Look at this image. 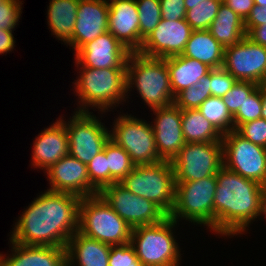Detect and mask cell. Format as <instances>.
Listing matches in <instances>:
<instances>
[{
	"mask_svg": "<svg viewBox=\"0 0 266 266\" xmlns=\"http://www.w3.org/2000/svg\"><path fill=\"white\" fill-rule=\"evenodd\" d=\"M31 168L46 172L53 164L69 154L65 124L57 117L55 122L38 133L32 143Z\"/></svg>",
	"mask_w": 266,
	"mask_h": 266,
	"instance_id": "20",
	"label": "cell"
},
{
	"mask_svg": "<svg viewBox=\"0 0 266 266\" xmlns=\"http://www.w3.org/2000/svg\"><path fill=\"white\" fill-rule=\"evenodd\" d=\"M111 245L100 242L78 230L66 246L68 266H109Z\"/></svg>",
	"mask_w": 266,
	"mask_h": 266,
	"instance_id": "23",
	"label": "cell"
},
{
	"mask_svg": "<svg viewBox=\"0 0 266 266\" xmlns=\"http://www.w3.org/2000/svg\"><path fill=\"white\" fill-rule=\"evenodd\" d=\"M118 112V113H117ZM109 128L110 140L122 147L135 165L161 161L156 149L153 127L149 119L138 118L132 113L117 111Z\"/></svg>",
	"mask_w": 266,
	"mask_h": 266,
	"instance_id": "9",
	"label": "cell"
},
{
	"mask_svg": "<svg viewBox=\"0 0 266 266\" xmlns=\"http://www.w3.org/2000/svg\"><path fill=\"white\" fill-rule=\"evenodd\" d=\"M99 194L131 228L156 224L168 216L154 202L135 195L120 183L104 187Z\"/></svg>",
	"mask_w": 266,
	"mask_h": 266,
	"instance_id": "13",
	"label": "cell"
},
{
	"mask_svg": "<svg viewBox=\"0 0 266 266\" xmlns=\"http://www.w3.org/2000/svg\"><path fill=\"white\" fill-rule=\"evenodd\" d=\"M14 31H6L4 29H0V55H7V53H11L14 51L13 49L16 47V38Z\"/></svg>",
	"mask_w": 266,
	"mask_h": 266,
	"instance_id": "44",
	"label": "cell"
},
{
	"mask_svg": "<svg viewBox=\"0 0 266 266\" xmlns=\"http://www.w3.org/2000/svg\"><path fill=\"white\" fill-rule=\"evenodd\" d=\"M126 81L128 104L134 90L148 109L166 107L175 101L165 58L130 53L126 63Z\"/></svg>",
	"mask_w": 266,
	"mask_h": 266,
	"instance_id": "4",
	"label": "cell"
},
{
	"mask_svg": "<svg viewBox=\"0 0 266 266\" xmlns=\"http://www.w3.org/2000/svg\"><path fill=\"white\" fill-rule=\"evenodd\" d=\"M261 118L266 119V97L265 96H263V98H262Z\"/></svg>",
	"mask_w": 266,
	"mask_h": 266,
	"instance_id": "49",
	"label": "cell"
},
{
	"mask_svg": "<svg viewBox=\"0 0 266 266\" xmlns=\"http://www.w3.org/2000/svg\"><path fill=\"white\" fill-rule=\"evenodd\" d=\"M165 62L169 70L174 97L184 89L193 86L212 70L205 63L188 58L182 54L165 58Z\"/></svg>",
	"mask_w": 266,
	"mask_h": 266,
	"instance_id": "24",
	"label": "cell"
},
{
	"mask_svg": "<svg viewBox=\"0 0 266 266\" xmlns=\"http://www.w3.org/2000/svg\"><path fill=\"white\" fill-rule=\"evenodd\" d=\"M265 219L266 221V189L263 193L262 200H261V214L259 220Z\"/></svg>",
	"mask_w": 266,
	"mask_h": 266,
	"instance_id": "46",
	"label": "cell"
},
{
	"mask_svg": "<svg viewBox=\"0 0 266 266\" xmlns=\"http://www.w3.org/2000/svg\"><path fill=\"white\" fill-rule=\"evenodd\" d=\"M171 164L175 182L196 181L216 175L223 166L222 141L186 142Z\"/></svg>",
	"mask_w": 266,
	"mask_h": 266,
	"instance_id": "12",
	"label": "cell"
},
{
	"mask_svg": "<svg viewBox=\"0 0 266 266\" xmlns=\"http://www.w3.org/2000/svg\"><path fill=\"white\" fill-rule=\"evenodd\" d=\"M198 110L222 135L234 130L233 116L222 98L210 96Z\"/></svg>",
	"mask_w": 266,
	"mask_h": 266,
	"instance_id": "30",
	"label": "cell"
},
{
	"mask_svg": "<svg viewBox=\"0 0 266 266\" xmlns=\"http://www.w3.org/2000/svg\"><path fill=\"white\" fill-rule=\"evenodd\" d=\"M182 55L212 69L222 68L224 63V48L208 30L192 31Z\"/></svg>",
	"mask_w": 266,
	"mask_h": 266,
	"instance_id": "26",
	"label": "cell"
},
{
	"mask_svg": "<svg viewBox=\"0 0 266 266\" xmlns=\"http://www.w3.org/2000/svg\"><path fill=\"white\" fill-rule=\"evenodd\" d=\"M208 31L223 48L239 43L247 35L242 18L223 2Z\"/></svg>",
	"mask_w": 266,
	"mask_h": 266,
	"instance_id": "27",
	"label": "cell"
},
{
	"mask_svg": "<svg viewBox=\"0 0 266 266\" xmlns=\"http://www.w3.org/2000/svg\"><path fill=\"white\" fill-rule=\"evenodd\" d=\"M90 183L100 192L109 186V169L106 158V144L102 152L97 154L87 165Z\"/></svg>",
	"mask_w": 266,
	"mask_h": 266,
	"instance_id": "35",
	"label": "cell"
},
{
	"mask_svg": "<svg viewBox=\"0 0 266 266\" xmlns=\"http://www.w3.org/2000/svg\"><path fill=\"white\" fill-rule=\"evenodd\" d=\"M179 224L167 216L159 223L132 228L130 244L142 266L182 265L183 248L175 235Z\"/></svg>",
	"mask_w": 266,
	"mask_h": 266,
	"instance_id": "5",
	"label": "cell"
},
{
	"mask_svg": "<svg viewBox=\"0 0 266 266\" xmlns=\"http://www.w3.org/2000/svg\"><path fill=\"white\" fill-rule=\"evenodd\" d=\"M46 179L51 191L70 193L85 198L99 194L90 183L86 164L70 154L53 164L46 172Z\"/></svg>",
	"mask_w": 266,
	"mask_h": 266,
	"instance_id": "17",
	"label": "cell"
},
{
	"mask_svg": "<svg viewBox=\"0 0 266 266\" xmlns=\"http://www.w3.org/2000/svg\"><path fill=\"white\" fill-rule=\"evenodd\" d=\"M236 131L253 144L266 148V119L260 118L246 122Z\"/></svg>",
	"mask_w": 266,
	"mask_h": 266,
	"instance_id": "40",
	"label": "cell"
},
{
	"mask_svg": "<svg viewBox=\"0 0 266 266\" xmlns=\"http://www.w3.org/2000/svg\"><path fill=\"white\" fill-rule=\"evenodd\" d=\"M10 243V244H9ZM9 252H0V266H66V248L28 246L8 240Z\"/></svg>",
	"mask_w": 266,
	"mask_h": 266,
	"instance_id": "22",
	"label": "cell"
},
{
	"mask_svg": "<svg viewBox=\"0 0 266 266\" xmlns=\"http://www.w3.org/2000/svg\"><path fill=\"white\" fill-rule=\"evenodd\" d=\"M182 131L185 142L203 143L222 141V134L198 109H182Z\"/></svg>",
	"mask_w": 266,
	"mask_h": 266,
	"instance_id": "28",
	"label": "cell"
},
{
	"mask_svg": "<svg viewBox=\"0 0 266 266\" xmlns=\"http://www.w3.org/2000/svg\"><path fill=\"white\" fill-rule=\"evenodd\" d=\"M78 231L109 245L130 242L132 228L100 194L81 198Z\"/></svg>",
	"mask_w": 266,
	"mask_h": 266,
	"instance_id": "7",
	"label": "cell"
},
{
	"mask_svg": "<svg viewBox=\"0 0 266 266\" xmlns=\"http://www.w3.org/2000/svg\"><path fill=\"white\" fill-rule=\"evenodd\" d=\"M156 149L162 160L170 161L186 143L182 131L181 109L175 104L150 110Z\"/></svg>",
	"mask_w": 266,
	"mask_h": 266,
	"instance_id": "18",
	"label": "cell"
},
{
	"mask_svg": "<svg viewBox=\"0 0 266 266\" xmlns=\"http://www.w3.org/2000/svg\"><path fill=\"white\" fill-rule=\"evenodd\" d=\"M74 67L78 70V76L72 82L74 86L71 85L73 94L77 97L74 111L108 114L117 111L120 105V111L123 110L127 101L126 68Z\"/></svg>",
	"mask_w": 266,
	"mask_h": 266,
	"instance_id": "3",
	"label": "cell"
},
{
	"mask_svg": "<svg viewBox=\"0 0 266 266\" xmlns=\"http://www.w3.org/2000/svg\"><path fill=\"white\" fill-rule=\"evenodd\" d=\"M223 68L237 81L259 84L266 76V47L245 36L239 43L224 48Z\"/></svg>",
	"mask_w": 266,
	"mask_h": 266,
	"instance_id": "14",
	"label": "cell"
},
{
	"mask_svg": "<svg viewBox=\"0 0 266 266\" xmlns=\"http://www.w3.org/2000/svg\"><path fill=\"white\" fill-rule=\"evenodd\" d=\"M23 0H3L0 5V29L15 31L22 18Z\"/></svg>",
	"mask_w": 266,
	"mask_h": 266,
	"instance_id": "37",
	"label": "cell"
},
{
	"mask_svg": "<svg viewBox=\"0 0 266 266\" xmlns=\"http://www.w3.org/2000/svg\"><path fill=\"white\" fill-rule=\"evenodd\" d=\"M266 24V6L254 5L249 16L244 21V27L248 34L254 27Z\"/></svg>",
	"mask_w": 266,
	"mask_h": 266,
	"instance_id": "42",
	"label": "cell"
},
{
	"mask_svg": "<svg viewBox=\"0 0 266 266\" xmlns=\"http://www.w3.org/2000/svg\"><path fill=\"white\" fill-rule=\"evenodd\" d=\"M255 5H258L260 7L266 6V0H254Z\"/></svg>",
	"mask_w": 266,
	"mask_h": 266,
	"instance_id": "50",
	"label": "cell"
},
{
	"mask_svg": "<svg viewBox=\"0 0 266 266\" xmlns=\"http://www.w3.org/2000/svg\"><path fill=\"white\" fill-rule=\"evenodd\" d=\"M109 266H142L134 247L129 243L111 245Z\"/></svg>",
	"mask_w": 266,
	"mask_h": 266,
	"instance_id": "39",
	"label": "cell"
},
{
	"mask_svg": "<svg viewBox=\"0 0 266 266\" xmlns=\"http://www.w3.org/2000/svg\"><path fill=\"white\" fill-rule=\"evenodd\" d=\"M216 179L214 234L224 239L242 237L251 230V224L260 218L261 200L266 187L224 166L217 172Z\"/></svg>",
	"mask_w": 266,
	"mask_h": 266,
	"instance_id": "2",
	"label": "cell"
},
{
	"mask_svg": "<svg viewBox=\"0 0 266 266\" xmlns=\"http://www.w3.org/2000/svg\"><path fill=\"white\" fill-rule=\"evenodd\" d=\"M257 87L258 84L253 82L236 81L231 90L222 98L232 116L242 108L245 99H247Z\"/></svg>",
	"mask_w": 266,
	"mask_h": 266,
	"instance_id": "36",
	"label": "cell"
},
{
	"mask_svg": "<svg viewBox=\"0 0 266 266\" xmlns=\"http://www.w3.org/2000/svg\"><path fill=\"white\" fill-rule=\"evenodd\" d=\"M76 16L72 40L66 45L74 53L108 31L109 3L105 0H79Z\"/></svg>",
	"mask_w": 266,
	"mask_h": 266,
	"instance_id": "19",
	"label": "cell"
},
{
	"mask_svg": "<svg viewBox=\"0 0 266 266\" xmlns=\"http://www.w3.org/2000/svg\"><path fill=\"white\" fill-rule=\"evenodd\" d=\"M211 96L208 86V74L193 86L184 89L176 97L174 103L182 109H198Z\"/></svg>",
	"mask_w": 266,
	"mask_h": 266,
	"instance_id": "32",
	"label": "cell"
},
{
	"mask_svg": "<svg viewBox=\"0 0 266 266\" xmlns=\"http://www.w3.org/2000/svg\"><path fill=\"white\" fill-rule=\"evenodd\" d=\"M108 31L131 53L139 52L143 39L140 37L139 13L136 0L109 2Z\"/></svg>",
	"mask_w": 266,
	"mask_h": 266,
	"instance_id": "21",
	"label": "cell"
},
{
	"mask_svg": "<svg viewBox=\"0 0 266 266\" xmlns=\"http://www.w3.org/2000/svg\"><path fill=\"white\" fill-rule=\"evenodd\" d=\"M222 2L237 13L243 21L249 16L255 5L254 0H222Z\"/></svg>",
	"mask_w": 266,
	"mask_h": 266,
	"instance_id": "43",
	"label": "cell"
},
{
	"mask_svg": "<svg viewBox=\"0 0 266 266\" xmlns=\"http://www.w3.org/2000/svg\"><path fill=\"white\" fill-rule=\"evenodd\" d=\"M140 37L144 40L162 19L160 0H136Z\"/></svg>",
	"mask_w": 266,
	"mask_h": 266,
	"instance_id": "33",
	"label": "cell"
},
{
	"mask_svg": "<svg viewBox=\"0 0 266 266\" xmlns=\"http://www.w3.org/2000/svg\"><path fill=\"white\" fill-rule=\"evenodd\" d=\"M246 36L254 43L266 47V24L254 27Z\"/></svg>",
	"mask_w": 266,
	"mask_h": 266,
	"instance_id": "45",
	"label": "cell"
},
{
	"mask_svg": "<svg viewBox=\"0 0 266 266\" xmlns=\"http://www.w3.org/2000/svg\"><path fill=\"white\" fill-rule=\"evenodd\" d=\"M127 190L158 205L168 216L175 202V176L170 161L136 165L120 182Z\"/></svg>",
	"mask_w": 266,
	"mask_h": 266,
	"instance_id": "8",
	"label": "cell"
},
{
	"mask_svg": "<svg viewBox=\"0 0 266 266\" xmlns=\"http://www.w3.org/2000/svg\"><path fill=\"white\" fill-rule=\"evenodd\" d=\"M263 94L257 87L247 99H245L242 108L233 116L234 130H237L242 124L261 118Z\"/></svg>",
	"mask_w": 266,
	"mask_h": 266,
	"instance_id": "34",
	"label": "cell"
},
{
	"mask_svg": "<svg viewBox=\"0 0 266 266\" xmlns=\"http://www.w3.org/2000/svg\"><path fill=\"white\" fill-rule=\"evenodd\" d=\"M236 79L223 67L212 69L208 74V86L211 96L223 98L236 83Z\"/></svg>",
	"mask_w": 266,
	"mask_h": 266,
	"instance_id": "38",
	"label": "cell"
},
{
	"mask_svg": "<svg viewBox=\"0 0 266 266\" xmlns=\"http://www.w3.org/2000/svg\"><path fill=\"white\" fill-rule=\"evenodd\" d=\"M106 158L109 169V185L120 183L136 166L130 155L110 139L106 143Z\"/></svg>",
	"mask_w": 266,
	"mask_h": 266,
	"instance_id": "29",
	"label": "cell"
},
{
	"mask_svg": "<svg viewBox=\"0 0 266 266\" xmlns=\"http://www.w3.org/2000/svg\"><path fill=\"white\" fill-rule=\"evenodd\" d=\"M258 87L260 88L263 96L266 97V76L262 78V80L259 82Z\"/></svg>",
	"mask_w": 266,
	"mask_h": 266,
	"instance_id": "47",
	"label": "cell"
},
{
	"mask_svg": "<svg viewBox=\"0 0 266 266\" xmlns=\"http://www.w3.org/2000/svg\"><path fill=\"white\" fill-rule=\"evenodd\" d=\"M222 0H204L196 5H189L186 10L185 21L192 30H208L215 19Z\"/></svg>",
	"mask_w": 266,
	"mask_h": 266,
	"instance_id": "31",
	"label": "cell"
},
{
	"mask_svg": "<svg viewBox=\"0 0 266 266\" xmlns=\"http://www.w3.org/2000/svg\"><path fill=\"white\" fill-rule=\"evenodd\" d=\"M48 5V30H51V35H54L56 40L67 45L72 40L79 0H49Z\"/></svg>",
	"mask_w": 266,
	"mask_h": 266,
	"instance_id": "25",
	"label": "cell"
},
{
	"mask_svg": "<svg viewBox=\"0 0 266 266\" xmlns=\"http://www.w3.org/2000/svg\"><path fill=\"white\" fill-rule=\"evenodd\" d=\"M223 166L266 187V148L245 139L236 130L222 136Z\"/></svg>",
	"mask_w": 266,
	"mask_h": 266,
	"instance_id": "11",
	"label": "cell"
},
{
	"mask_svg": "<svg viewBox=\"0 0 266 266\" xmlns=\"http://www.w3.org/2000/svg\"><path fill=\"white\" fill-rule=\"evenodd\" d=\"M160 7L163 19L171 21L185 19V0H160Z\"/></svg>",
	"mask_w": 266,
	"mask_h": 266,
	"instance_id": "41",
	"label": "cell"
},
{
	"mask_svg": "<svg viewBox=\"0 0 266 266\" xmlns=\"http://www.w3.org/2000/svg\"><path fill=\"white\" fill-rule=\"evenodd\" d=\"M191 26L180 19H161L156 28L144 39L139 54L152 58L181 55L192 33Z\"/></svg>",
	"mask_w": 266,
	"mask_h": 266,
	"instance_id": "15",
	"label": "cell"
},
{
	"mask_svg": "<svg viewBox=\"0 0 266 266\" xmlns=\"http://www.w3.org/2000/svg\"><path fill=\"white\" fill-rule=\"evenodd\" d=\"M80 201L70 193L49 189L39 192L16 218L9 239L28 246L66 248L79 228Z\"/></svg>",
	"mask_w": 266,
	"mask_h": 266,
	"instance_id": "1",
	"label": "cell"
},
{
	"mask_svg": "<svg viewBox=\"0 0 266 266\" xmlns=\"http://www.w3.org/2000/svg\"><path fill=\"white\" fill-rule=\"evenodd\" d=\"M131 52L109 31L87 42L74 55V65L95 69L126 68Z\"/></svg>",
	"mask_w": 266,
	"mask_h": 266,
	"instance_id": "16",
	"label": "cell"
},
{
	"mask_svg": "<svg viewBox=\"0 0 266 266\" xmlns=\"http://www.w3.org/2000/svg\"><path fill=\"white\" fill-rule=\"evenodd\" d=\"M216 186V175L196 181L175 182V202L169 217L178 223L184 221L209 229L214 234Z\"/></svg>",
	"mask_w": 266,
	"mask_h": 266,
	"instance_id": "6",
	"label": "cell"
},
{
	"mask_svg": "<svg viewBox=\"0 0 266 266\" xmlns=\"http://www.w3.org/2000/svg\"><path fill=\"white\" fill-rule=\"evenodd\" d=\"M202 1H204V0H185L186 10H189V5H196L198 3H201Z\"/></svg>",
	"mask_w": 266,
	"mask_h": 266,
	"instance_id": "48",
	"label": "cell"
},
{
	"mask_svg": "<svg viewBox=\"0 0 266 266\" xmlns=\"http://www.w3.org/2000/svg\"><path fill=\"white\" fill-rule=\"evenodd\" d=\"M72 112L67 120L64 114L63 116L61 114L59 119L66 127L69 154L87 165L103 151L105 144L110 139L109 127L102 121L107 114L98 113V117L93 112Z\"/></svg>",
	"mask_w": 266,
	"mask_h": 266,
	"instance_id": "10",
	"label": "cell"
}]
</instances>
